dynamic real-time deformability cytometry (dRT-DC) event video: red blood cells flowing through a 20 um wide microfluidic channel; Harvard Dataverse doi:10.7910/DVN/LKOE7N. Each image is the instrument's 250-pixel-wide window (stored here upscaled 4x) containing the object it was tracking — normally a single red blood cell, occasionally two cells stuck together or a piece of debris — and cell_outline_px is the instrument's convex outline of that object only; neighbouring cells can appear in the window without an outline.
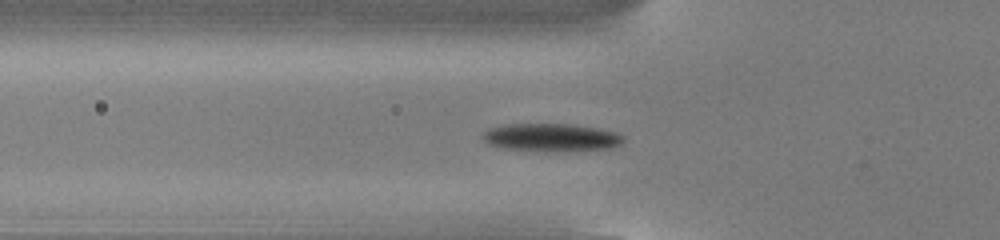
{"species": "common noctule bat (a hibernating species)", "species_latin": "Nyctalus noctula", "temperature_condition": "cold", "stored_images_in_passage": 52, "camera_frame_rate_fps": 3000, "um_per_image_px": 0.085, "animal": {"sex": "male", "body_mass_g": 13.0, "forearm_length_mm": 53.1}, "frame": {"image": 1, "passage_image": 17, "time_ms": 5.333, "image_size_px": [1000, 240], "cell_outline_px": [[624, 140], [620, 144], [612, 148], [560, 152], [544, 152], [504, 148], [488, 144], [480, 136], [488, 128], [508, 124], [572, 124], [600, 128], [616, 132], [624, 136]], "centroid_in_image_um": [46.87, 11.69], "position_along_channel_um": 78.9, "area_um2": 23.35}}
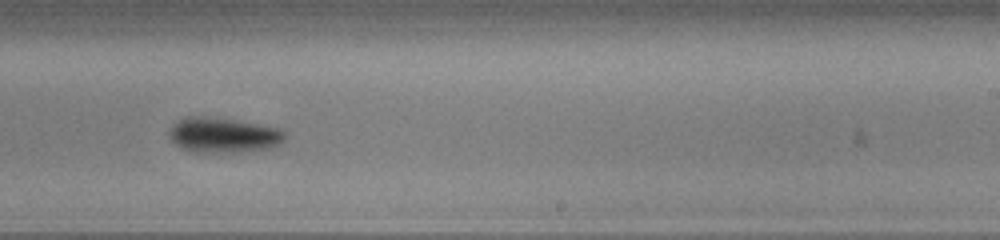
{"frame": {"image": 2, "passage_image": 32, "time_ms": 10.333, "image_size_px": [1000, 240], "cell_outline_px": [[288, 136], [280, 144], [268, 148], [236, 152], [192, 152], [180, 148], [168, 136], [168, 132], [172, 124], [184, 116], [200, 116], [232, 120], [280, 128], [288, 132]], "centroid_in_image_um": [18.97, 11.49], "position_along_channel_um": 270.0, "area_um2": 23.76}}
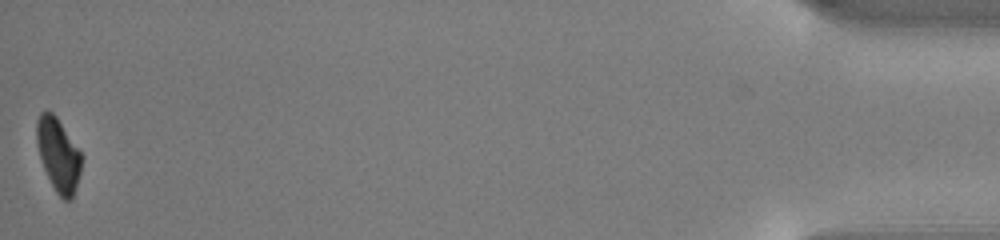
{"frame": {"image": 3, "passage_image": 52, "time_ms": 17.0, "image_size_px": [1000, 240], "cell_outline_px": [[80, 172], [72, 200], [64, 200], [56, 192], [44, 168], [40, 156], [36, 140], [36, 120], [40, 112], [52, 112], [56, 116], [80, 152]], "centroid_in_image_um": [4.93, 13.15], "position_along_channel_um": 430.3, "area_um2": 18.61}, "authors_computed_cell_mechanics": {"area_um2": 21.964, "velocity_mm_per_s": 3.8222, "shape_relaxation_time_tau1_ms": 1.8206, "shape_relaxation_time_tau2_ms": null, "deformation_change_tau1": 0.1201, "deformation_change_tau2": null}}